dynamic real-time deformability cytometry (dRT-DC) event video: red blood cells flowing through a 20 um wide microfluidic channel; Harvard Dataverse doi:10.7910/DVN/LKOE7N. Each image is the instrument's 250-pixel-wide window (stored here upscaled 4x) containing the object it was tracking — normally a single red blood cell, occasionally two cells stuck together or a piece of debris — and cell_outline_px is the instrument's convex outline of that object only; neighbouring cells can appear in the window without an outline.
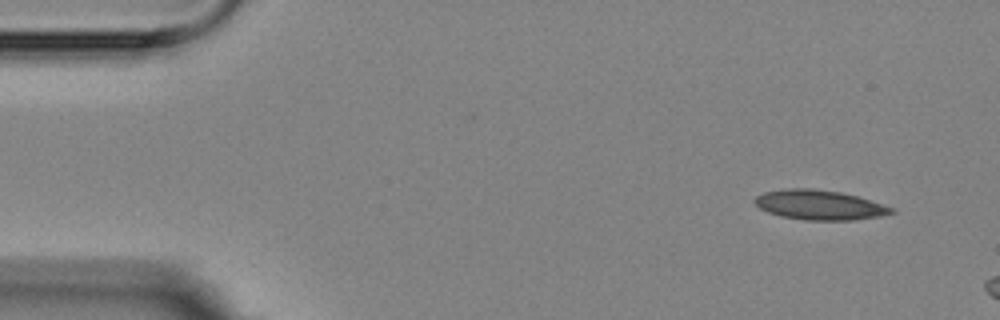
{"species": "Egyptian fruit bat (a non-hibernating species)", "species_latin": "Rousettus aegyptiacus", "temperature_condition": "room temperature", "stored_images_in_passage": 3, "camera_frame_rate_fps": 3000, "um_per_image_px": 0.085, "animal": {"sex": "female"}, "frame": {"image": 1, "passage_image": 1, "time_ms": 0.0, "image_size_px": [1000, 320], "cell_outline_px": [[896, 212], [880, 216], [856, 220], [804, 220], [780, 216], [768, 212], [760, 208], [752, 200], [756, 196], [764, 192], [788, 188], [812, 188], [840, 192], [856, 196], [896, 208]], "centroid_in_image_um": [69.66, 17.42], "position_along_channel_um": 15.3, "area_um2": 23.76}}